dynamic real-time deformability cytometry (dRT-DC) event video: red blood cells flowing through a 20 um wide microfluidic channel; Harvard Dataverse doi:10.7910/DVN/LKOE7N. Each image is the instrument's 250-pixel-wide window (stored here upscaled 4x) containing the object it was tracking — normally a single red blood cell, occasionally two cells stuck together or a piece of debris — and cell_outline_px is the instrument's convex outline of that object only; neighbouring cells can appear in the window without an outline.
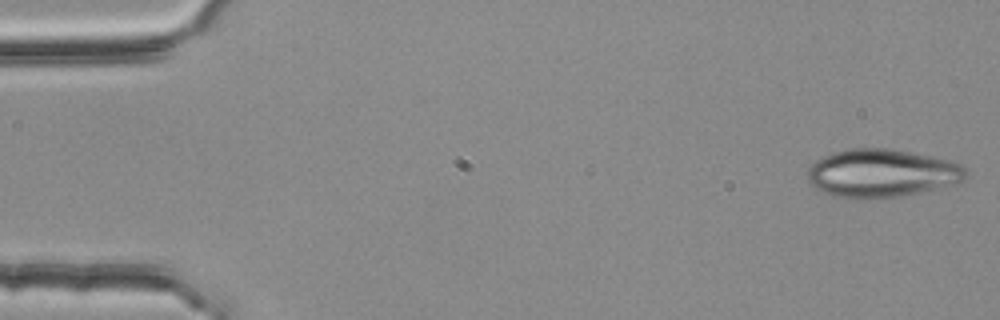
{"species": "common noctule bat (a hibernating species)", "species_latin": "Nyctalus noctula", "temperature_condition": "room temperature", "stored_images_in_passage": 53, "camera_frame_rate_fps": 3000, "um_per_image_px": 0.085, "animal": {"sex": "female", "body_mass_g": 25.1}, "frame": {"image": 1, "passage_image": 1, "time_ms": 0.0, "image_size_px": [1000, 320], "cell_outline_px": [[968, 172], [956, 184], [940, 188], [900, 196], [832, 196], [816, 188], [808, 180], [808, 168], [816, 160], [832, 152], [852, 148], [888, 148], [948, 160], [960, 164]], "centroid_in_image_um": [74.94, 14.69], "position_along_channel_um": 10.1, "area_um2": 43.35}}
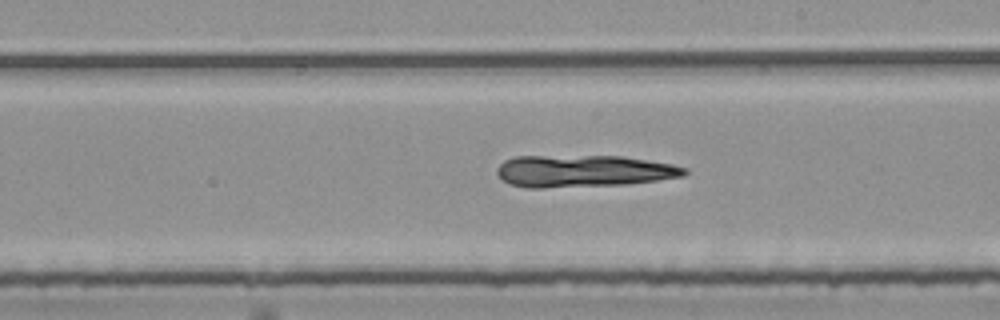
{"frame": {"image": 2, "passage_image": 30, "time_ms": 9.667, "image_size_px": [1000, 320], "cell_outline_px": [[688, 172], [684, 176], [656, 180], [624, 184], [544, 188], [528, 188], [508, 184], [496, 172], [496, 168], [504, 160], [516, 156], [620, 156], [672, 164], [688, 168]], "centroid_in_image_um": [49.56, 14.54], "position_along_channel_um": 239.4, "area_um2": 34.97}}
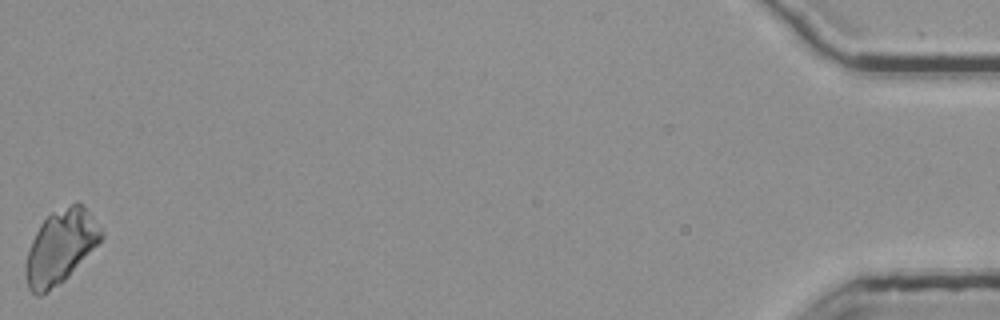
{"frame": {"image": 3, "passage_image": 53, "time_ms": 17.333, "image_size_px": [1000, 320], "cell_outline_px": [[104, 236], [68, 276], [60, 284], [48, 292], [40, 296], [36, 296], [28, 288], [24, 276], [24, 268], [28, 252], [32, 240], [40, 224], [52, 212], [76, 200], [84, 204], [104, 232]], "centroid_in_image_um": [5.13, 20.97], "position_along_channel_um": 430.1, "area_um2": 32.48}}